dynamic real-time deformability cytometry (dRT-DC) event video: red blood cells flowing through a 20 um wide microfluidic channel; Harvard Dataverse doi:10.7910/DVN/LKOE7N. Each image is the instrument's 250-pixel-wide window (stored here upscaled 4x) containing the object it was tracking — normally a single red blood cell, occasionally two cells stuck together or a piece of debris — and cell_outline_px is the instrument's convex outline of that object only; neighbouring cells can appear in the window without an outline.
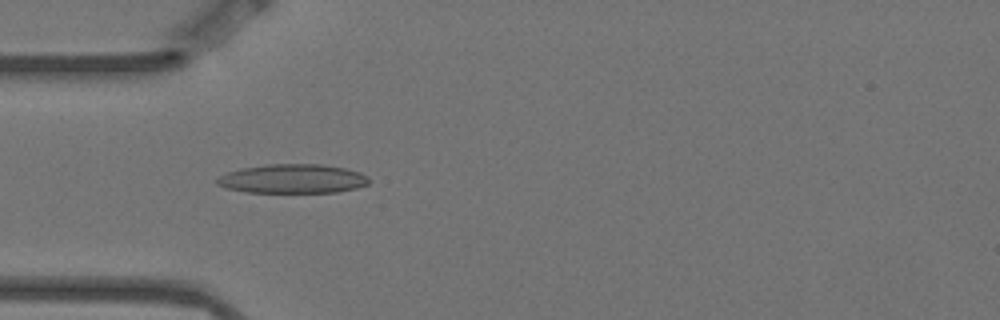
{"species": "Egyptian fruit bat (a non-hibernating species)", "species_latin": "Rousettus aegyptiacus", "temperature_condition": "warm", "stored_images_in_passage": 6, "camera_frame_rate_fps": 3000, "um_per_image_px": 0.085, "animal": {"sex": "female"}, "frame": {"image": 1, "passage_image": 5, "time_ms": 1.333, "image_size_px": [1000, 320], "cell_outline_px": [[368, 184], [356, 188], [336, 192], [244, 192], [224, 188], [216, 184], [216, 180], [220, 176], [228, 172], [240, 168], [264, 164], [320, 164], [344, 168], [360, 172], [368, 176]], "centroid_in_image_um": [24.84, 15.19], "position_along_channel_um": 60.2, "area_um2": 25.84}}
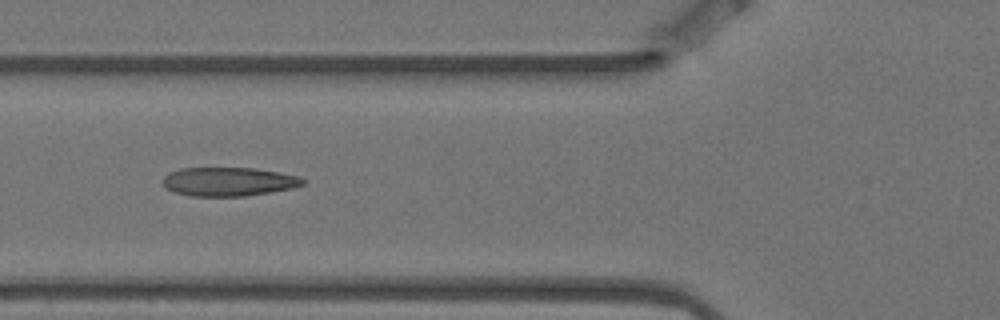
{"frame": {"image": 2, "passage_image": 6, "time_ms": 1.667, "image_size_px": [1000, 320], "cell_outline_px": [[308, 180], [304, 184], [292, 188], [244, 196], [192, 196], [176, 192], [164, 188], [160, 180], [168, 172], [180, 168], [256, 168], [300, 176]], "centroid_in_image_um": [19.41, 15.43], "position_along_channel_um": 106.4, "area_um2": 23.7}}